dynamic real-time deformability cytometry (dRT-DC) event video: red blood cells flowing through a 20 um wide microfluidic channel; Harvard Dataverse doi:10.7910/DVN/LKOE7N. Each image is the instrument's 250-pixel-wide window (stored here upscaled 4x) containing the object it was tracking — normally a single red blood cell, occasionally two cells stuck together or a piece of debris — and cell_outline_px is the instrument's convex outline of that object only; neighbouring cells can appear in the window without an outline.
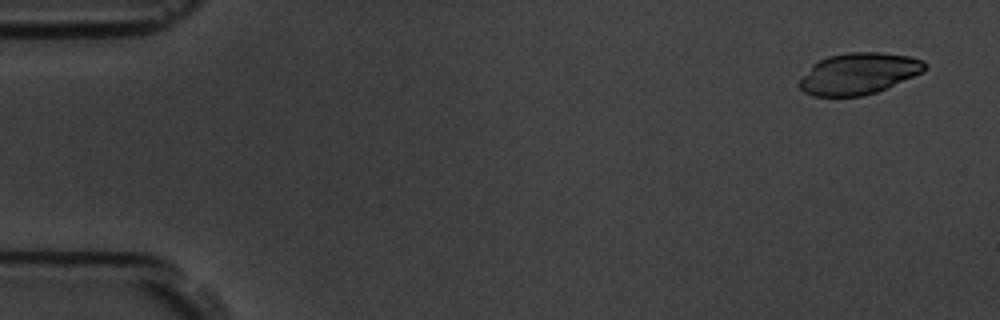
{"species": "common noctule bat (a hibernating species)", "species_latin": "Nyctalus noctula", "temperature_condition": "room temperature", "stored_images_in_passage": 5, "camera_frame_rate_fps": 3000, "um_per_image_px": 0.085, "animal": {"sex": "male", "body_mass_g": 19.5, "forearm_length_mm": 54.6}, "frame": {"image": 1, "passage_image": 1, "time_ms": 0.0, "image_size_px": [1000, 320], "cell_outline_px": [[928, 68], [924, 72], [876, 92], [860, 96], [812, 96], [804, 92], [800, 88], [800, 80], [812, 64], [828, 56], [848, 52], [880, 52], [908, 56], [924, 60], [928, 64]], "centroid_in_image_um": [73.02, 6.25], "position_along_channel_um": 12.0, "area_um2": 30.23}}